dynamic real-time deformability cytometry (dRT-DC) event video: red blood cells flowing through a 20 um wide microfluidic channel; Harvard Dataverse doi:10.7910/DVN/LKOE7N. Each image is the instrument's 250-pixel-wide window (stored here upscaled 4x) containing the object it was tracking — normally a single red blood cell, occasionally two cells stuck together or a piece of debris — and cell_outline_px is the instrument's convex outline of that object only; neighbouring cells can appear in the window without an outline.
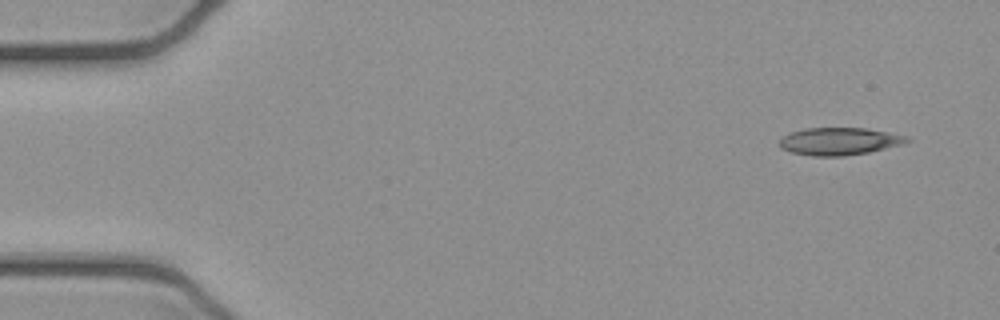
{"species": "common noctule bat (a hibernating species)", "species_latin": "Nyctalus noctula", "temperature_condition": "cold", "stored_images_in_passage": 4, "camera_frame_rate_fps": 3000, "um_per_image_px": 0.085, "animal": {"sex": "female", "body_mass_g": 21.9}, "frame": {"image": 1, "passage_image": 1, "time_ms": 0.0, "image_size_px": [1000, 320], "cell_outline_px": [[912, 140], [900, 144], [868, 152], [844, 156], [812, 156], [792, 152], [780, 148], [780, 136], [804, 128], [868, 128], [908, 136]], "centroid_in_image_um": [71.31, 12.0], "position_along_channel_um": 13.7, "area_um2": 20.35}}
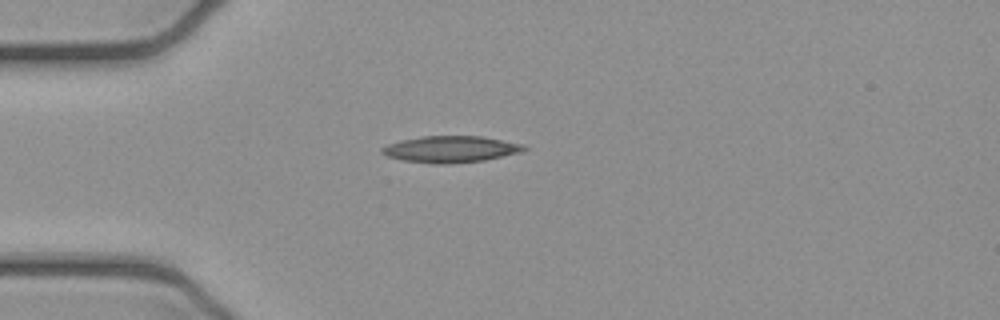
{"frame": {"image": 2, "passage_image": 3, "time_ms": 0.667, "image_size_px": [1000, 320], "cell_outline_px": [[528, 148], [524, 152], [484, 160], [448, 164], [432, 164], [400, 160], [388, 156], [380, 152], [380, 148], [388, 144], [400, 140], [424, 136], [480, 136], [524, 144]], "centroid_in_image_um": [38.31, 12.69], "position_along_channel_um": 46.7, "area_um2": 22.14}}